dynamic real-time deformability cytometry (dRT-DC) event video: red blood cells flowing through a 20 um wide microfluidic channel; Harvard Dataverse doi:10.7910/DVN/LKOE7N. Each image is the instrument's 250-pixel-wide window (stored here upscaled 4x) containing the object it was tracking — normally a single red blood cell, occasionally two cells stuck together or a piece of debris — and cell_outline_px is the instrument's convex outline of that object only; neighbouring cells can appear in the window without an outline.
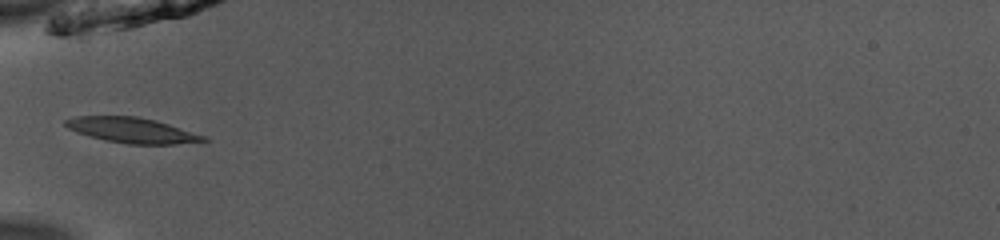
{"species": "common noctule bat (a hibernating species)", "species_latin": "Nyctalus noctula", "temperature_condition": "room temperature", "stored_images_in_passage": 34, "camera_frame_rate_fps": 3000, "um_per_image_px": 0.085, "animal": {"sex": "male", "body_mass_g": 13.0, "forearm_length_mm": 53.1}, "frame": {"image": 1, "passage_image": 1, "time_ms": 0.0, "image_size_px": [1000, 240], "cell_outline_px": [[212, 140], [176, 144], [128, 144], [108, 140], [92, 136], [68, 128], [64, 124], [64, 120], [76, 116], [136, 116], [156, 120], [208, 136]], "centroid_in_image_um": [11.31, 11.06], "position_along_channel_um": 73.7, "area_um2": 20.23}}
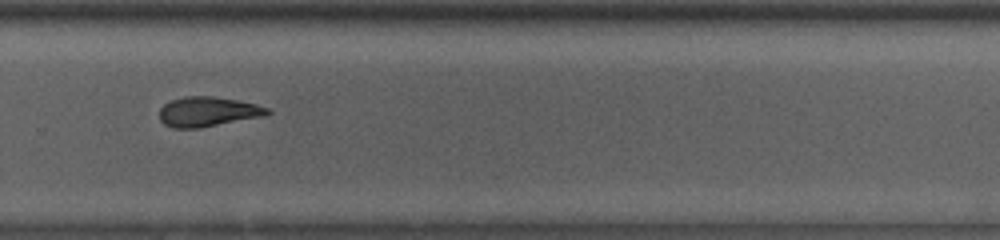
{"frame": {"image": 2, "passage_image": 19, "time_ms": 6.0, "image_size_px": [1000, 240], "cell_outline_px": [[272, 112], [268, 116], [200, 128], [172, 128], [164, 124], [160, 120], [160, 108], [164, 104], [172, 100], [184, 96], [212, 96], [236, 100], [256, 104], [268, 108]], "centroid_in_image_um": [17.7, 9.5], "position_along_channel_um": 312.1, "area_um2": 18.96}}
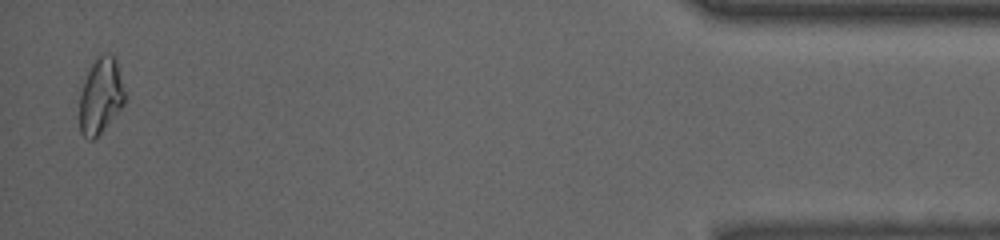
{"frame": {"image": 3, "passage_image": 33, "time_ms": 10.667, "image_size_px": [1000, 240], "cell_outline_px": [[124, 104], [100, 132], [92, 140], [88, 140], [80, 132], [80, 92], [84, 80], [92, 64], [100, 56], [116, 56], [124, 92]], "centroid_in_image_um": [8.54, 8.17], "position_along_channel_um": 426.7, "area_um2": 19.36}, "authors_computed_cell_mechanics": {"area_um2": 19.0162, "velocity_mm_per_s": 3.9635, "shape_relaxation_time_tau1_ms": 7.474, "shape_relaxation_time_tau2_ms": 8.3092, "deformation_change_tau1": 0.2023, "deformation_change_tau2": 0.1572}}